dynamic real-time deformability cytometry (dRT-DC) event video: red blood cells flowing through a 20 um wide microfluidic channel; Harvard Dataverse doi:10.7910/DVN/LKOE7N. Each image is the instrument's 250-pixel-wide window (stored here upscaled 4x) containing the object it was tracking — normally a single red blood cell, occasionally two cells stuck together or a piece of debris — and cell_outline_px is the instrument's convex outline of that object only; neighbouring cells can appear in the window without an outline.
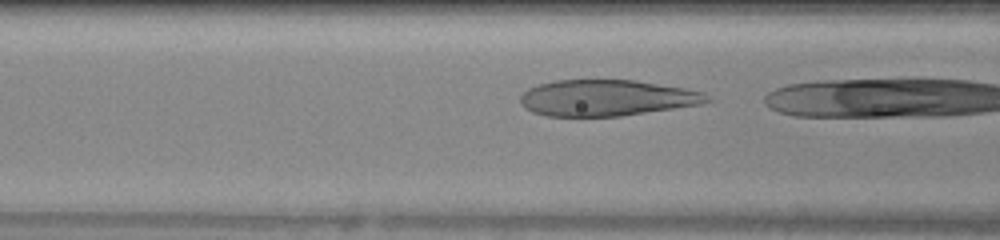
{"species": "human", "species_latin": "Homo sapiens", "temperature_condition": "warm", "stored_images_in_passage": 14, "camera_frame_rate_fps": 3000, "um_per_image_px": 0.085, "donor": {"sex": "female"}, "frame": {"image": 1, "passage_image": 13, "time_ms": 4.0, "image_size_px": [1000, 240], "cell_outline_px": [[716, 100], [704, 104], [620, 116], [548, 116], [532, 112], [524, 108], [520, 104], [520, 96], [528, 88], [540, 84], [556, 80], [636, 80], [684, 88], [704, 92]], "centroid_in_image_um": [51.61, 8.32], "position_along_channel_um": 115.0, "area_um2": 39.59}}